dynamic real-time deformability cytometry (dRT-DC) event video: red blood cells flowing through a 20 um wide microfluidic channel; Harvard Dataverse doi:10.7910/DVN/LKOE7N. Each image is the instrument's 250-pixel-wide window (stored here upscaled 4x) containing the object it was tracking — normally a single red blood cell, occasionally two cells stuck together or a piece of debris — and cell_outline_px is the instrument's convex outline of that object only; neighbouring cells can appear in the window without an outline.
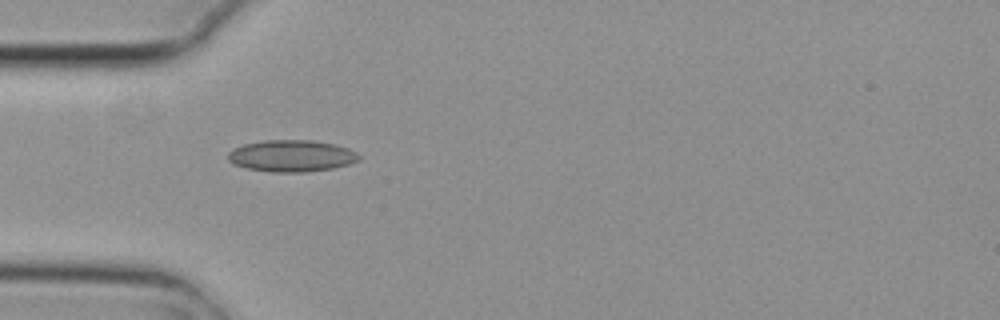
{"species": "common noctule bat (a hibernating species)", "species_latin": "Nyctalus noctula", "temperature_condition": "cold", "stored_images_in_passage": 4, "camera_frame_rate_fps": 3000, "um_per_image_px": 0.085, "animal": {"sex": "female", "body_mass_g": 29.2, "forearm_length_mm": 56.3}, "frame": {"image": 1, "passage_image": 4, "time_ms": 1.0, "image_size_px": [1000, 320], "cell_outline_px": [[360, 160], [348, 164], [332, 168], [304, 172], [272, 172], [248, 168], [232, 164], [228, 160], [228, 152], [232, 148], [244, 144], [264, 140], [312, 140], [332, 144], [348, 148], [356, 152], [360, 156]], "centroid_in_image_um": [24.75, 13.24], "position_along_channel_um": 60.2, "area_um2": 24.16}}